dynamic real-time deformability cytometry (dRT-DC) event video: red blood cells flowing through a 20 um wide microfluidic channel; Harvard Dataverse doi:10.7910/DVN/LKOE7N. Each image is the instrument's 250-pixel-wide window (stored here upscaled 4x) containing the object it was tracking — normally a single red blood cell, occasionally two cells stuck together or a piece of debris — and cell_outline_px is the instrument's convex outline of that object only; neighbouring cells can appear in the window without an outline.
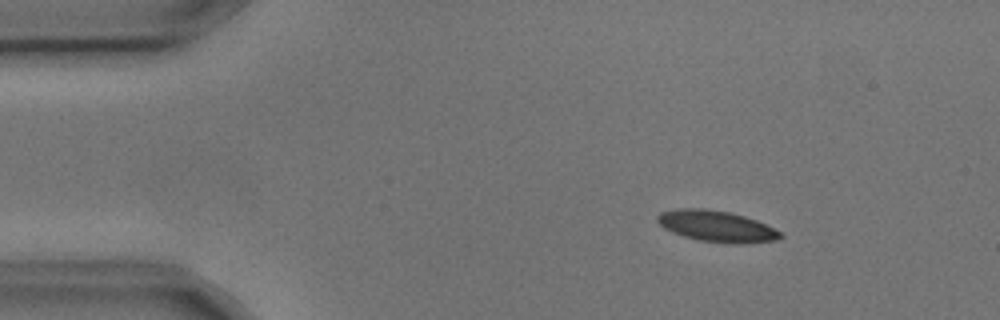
{"species": "common noctule bat (a hibernating species)", "species_latin": "Nyctalus noctula", "temperature_condition": "cold", "stored_images_in_passage": 4, "camera_frame_rate_fps": 3000, "um_per_image_px": 0.085, "animal": {"sex": "male", "body_mass_g": 17.9, "forearm_length_mm": 54.2}, "frame": {"image": 1, "passage_image": 2, "time_ms": 0.333, "image_size_px": [1000, 320], "cell_outline_px": [[784, 236], [776, 240], [736, 244], [732, 244], [700, 240], [684, 236], [672, 232], [664, 228], [656, 220], [656, 216], [660, 212], [680, 208], [704, 208], [728, 212], [744, 216], [756, 220], [780, 232]], "centroid_in_image_um": [60.87, 19.22], "position_along_channel_um": 24.1, "area_um2": 22.14}}